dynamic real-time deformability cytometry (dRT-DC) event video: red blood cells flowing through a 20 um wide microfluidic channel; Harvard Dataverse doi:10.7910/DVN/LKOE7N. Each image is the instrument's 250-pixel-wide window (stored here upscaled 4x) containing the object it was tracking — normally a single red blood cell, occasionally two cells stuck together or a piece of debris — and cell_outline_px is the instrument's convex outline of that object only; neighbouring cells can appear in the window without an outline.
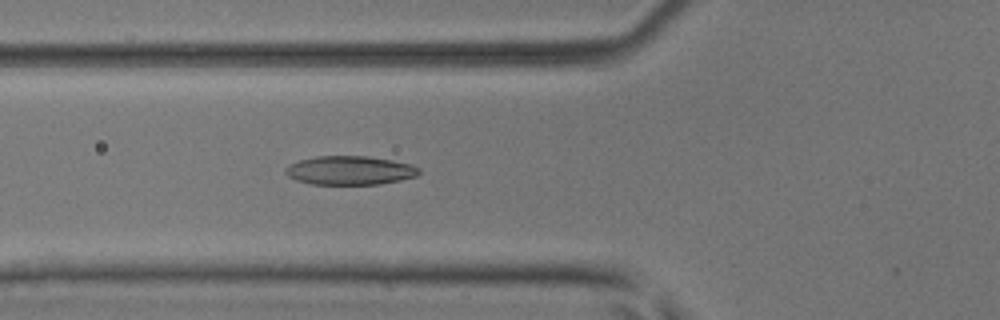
{"species": "common noctule bat (a hibernating species)", "species_latin": "Nyctalus noctula", "temperature_condition": "room temperature", "stored_images_in_passage": 47, "camera_frame_rate_fps": 3000, "um_per_image_px": 0.085, "animal": {"sex": "male", "body_mass_g": 17.9, "forearm_length_mm": 54.2}, "frame": {"image": 1, "passage_image": 15, "time_ms": 4.667, "image_size_px": [1000, 320], "cell_outline_px": [[420, 172], [416, 176], [400, 180], [380, 184], [312, 184], [296, 180], [288, 176], [284, 172], [284, 168], [288, 164], [300, 160], [316, 156], [368, 156], [392, 160], [412, 164], [420, 168]], "centroid_in_image_um": [29.73, 14.48], "position_along_channel_um": 96.1, "area_um2": 22.54}}
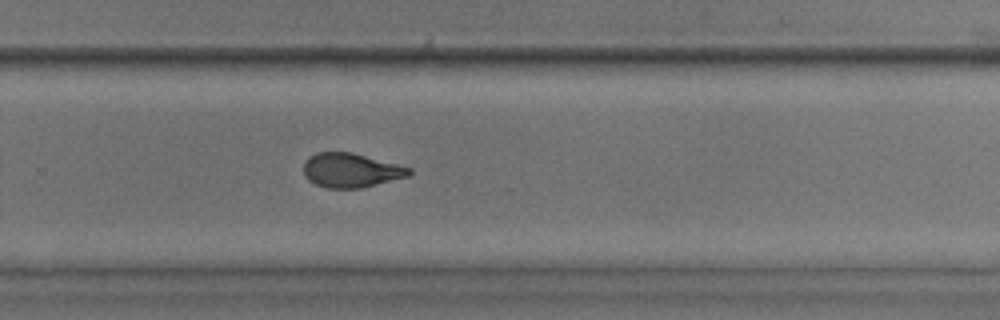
{"frame": {"image": 2, "passage_image": 30, "time_ms": 9.667, "image_size_px": [1000, 320], "cell_outline_px": [[412, 172], [408, 176], [360, 188], [328, 188], [316, 184], [308, 180], [304, 176], [304, 164], [308, 156], [316, 152], [352, 152], [412, 168]], "centroid_in_image_um": [29.8, 14.46], "position_along_channel_um": 300.0, "area_um2": 20.98}}
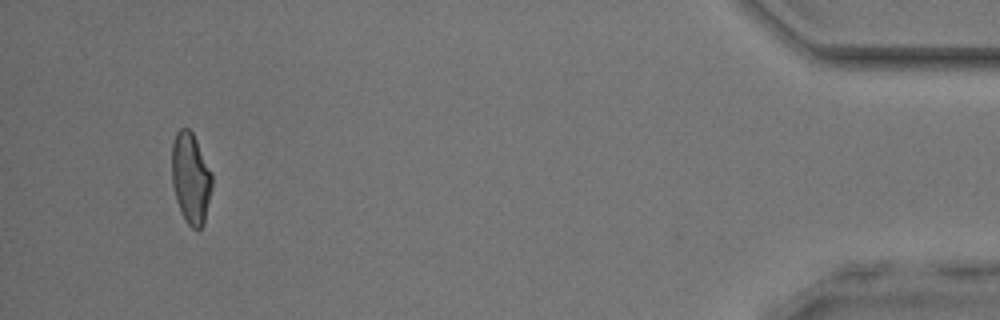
{"frame": {"image": 3, "passage_image": 44, "time_ms": 14.333, "image_size_px": [1000, 320], "cell_outline_px": [[212, 188], [204, 224], [196, 232], [184, 220], [176, 200], [172, 184], [172, 144], [176, 132], [180, 128], [188, 128], [192, 132], [212, 172]], "centroid_in_image_um": [16.21, 15.18], "position_along_channel_um": 419.0, "area_um2": 21.5}, "authors_computed_cell_mechanics": {"area_um2": 21.7328, "velocity_mm_per_s": 4.0837, "shape_relaxation_time_tau1_ms": 3.3007, "shape_relaxation_time_tau2_ms": 1.6627, "deformation_change_tau1": 0.1453, "deformation_change_tau2": 0.0824}}